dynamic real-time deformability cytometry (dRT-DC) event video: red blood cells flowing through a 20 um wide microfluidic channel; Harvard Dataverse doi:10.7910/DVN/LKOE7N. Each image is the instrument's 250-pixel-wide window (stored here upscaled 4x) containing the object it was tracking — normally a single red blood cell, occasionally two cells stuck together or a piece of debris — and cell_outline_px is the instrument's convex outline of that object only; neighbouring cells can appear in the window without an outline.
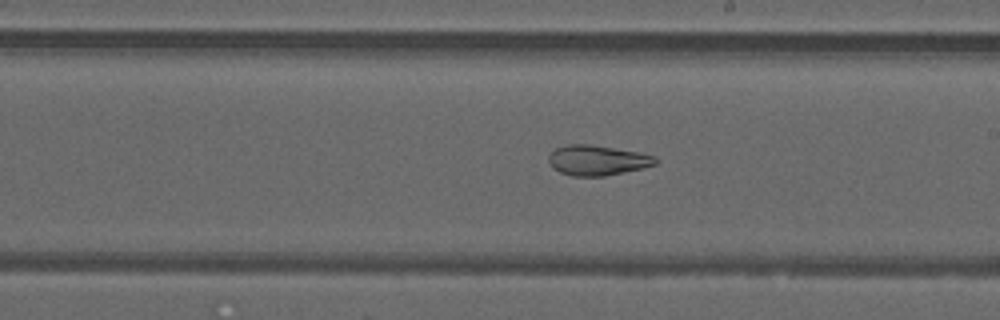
{"species": "common noctule bat (a hibernating species)", "species_latin": "Nyctalus noctula", "temperature_condition": "warm", "stored_images_in_passage": 48, "camera_frame_rate_fps": 3000, "um_per_image_px": 0.085, "animal": {"sex": "male", "forearm_length_mm": 52.5}, "frame": {"image": 1, "passage_image": 28, "time_ms": 9.0, "image_size_px": [1000, 320], "cell_outline_px": [[656, 164], [644, 168], [604, 176], [572, 176], [560, 172], [552, 168], [548, 160], [548, 156], [556, 148], [568, 144], [588, 144], [636, 152], [656, 156]], "centroid_in_image_um": [50.74, 13.63], "position_along_channel_um": 238.3, "area_um2": 18.61}, "authors_computed_cell_mechanics": {"area_um2": 24.3338, "velocity_mm_per_s": 4.2674, "shape_relaxation_time_tau1_ms": null, "shape_relaxation_time_tau2_ms": 2.8079, "deformation_change_tau1": null, "deformation_change_tau2": 0.1151}}